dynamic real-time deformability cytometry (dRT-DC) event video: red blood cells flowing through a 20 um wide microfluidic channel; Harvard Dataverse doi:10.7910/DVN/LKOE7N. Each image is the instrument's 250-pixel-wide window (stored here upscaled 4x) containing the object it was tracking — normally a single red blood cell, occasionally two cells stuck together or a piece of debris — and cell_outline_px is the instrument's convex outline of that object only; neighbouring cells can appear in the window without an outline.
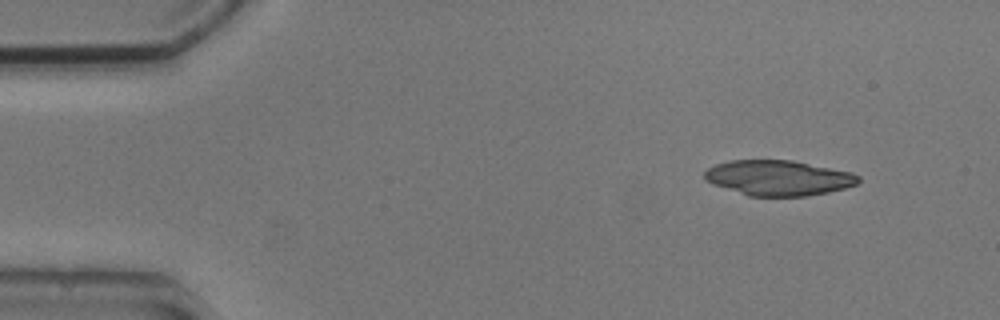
{"species": "common noctule bat (a hibernating species)", "species_latin": "Nyctalus noctula", "temperature_condition": "cold", "stored_images_in_passage": 5, "camera_frame_rate_fps": 3000, "um_per_image_px": 0.085, "animal": {"sex": "male", "body_mass_g": 20.5, "forearm_length_mm": 52.5}, "frame": {"image": 1, "passage_image": 1, "time_ms": 0.0, "image_size_px": [1000, 320], "cell_outline_px": [[860, 180], [856, 184], [844, 188], [828, 192], [804, 196], [748, 196], [712, 184], [704, 180], [704, 172], [708, 168], [716, 164], [728, 160], [792, 160], [852, 172], [860, 176]], "centroid_in_image_um": [66.14, 15.12], "position_along_channel_um": 18.9, "area_um2": 31.67}}